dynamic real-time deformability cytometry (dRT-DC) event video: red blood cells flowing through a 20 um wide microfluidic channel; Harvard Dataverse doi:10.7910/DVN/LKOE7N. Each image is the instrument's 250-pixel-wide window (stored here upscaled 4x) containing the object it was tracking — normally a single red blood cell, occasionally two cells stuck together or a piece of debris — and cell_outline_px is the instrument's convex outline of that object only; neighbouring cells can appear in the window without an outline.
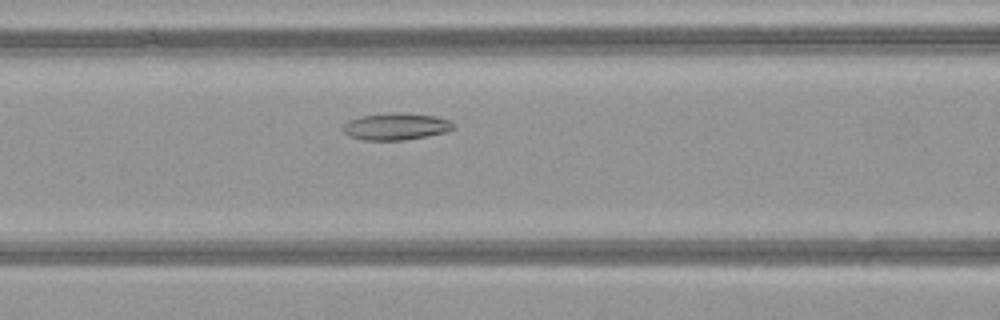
{"species": "common noctule bat (a hibernating species)", "species_latin": "Nyctalus noctula", "temperature_condition": "warm", "stored_images_in_passage": 45, "camera_frame_rate_fps": 3000, "um_per_image_px": 0.085, "animal": {"sex": "female", "body_mass_g": 21.9}, "frame": {"image": 1, "passage_image": 16, "time_ms": 5.0, "image_size_px": [1000, 320], "cell_outline_px": [[456, 128], [448, 132], [404, 140], [364, 140], [348, 136], [344, 132], [344, 124], [348, 120], [364, 116], [436, 116], [448, 120], [456, 124]], "centroid_in_image_um": [33.7, 10.82], "position_along_channel_um": 132.9, "area_um2": 16.24}}
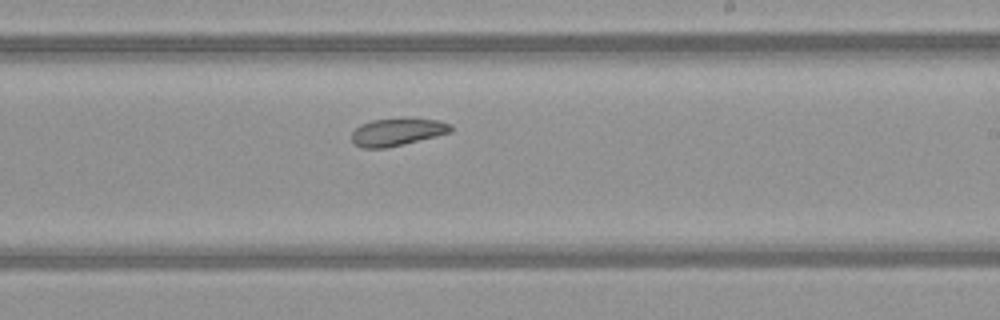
{"frame": {"image": 2, "passage_image": 25, "time_ms": 8.0, "image_size_px": [1000, 320], "cell_outline_px": [[452, 132], [404, 144], [384, 148], [364, 148], [352, 144], [352, 132], [360, 124], [372, 120], [412, 116], [440, 120], [452, 124]], "centroid_in_image_um": [33.8, 11.18], "position_along_channel_um": 255.2, "area_um2": 16.47}}
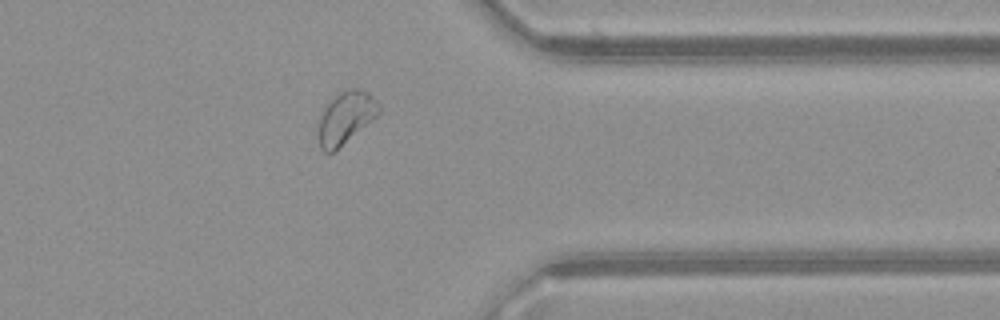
{"frame": {"image": 3, "passage_image": 35, "time_ms": 11.333, "image_size_px": [1000, 320], "cell_outline_px": [[380, 112], [372, 120], [332, 152], [324, 152], [320, 148], [316, 132], [316, 120], [324, 104], [340, 92], [348, 88], [364, 88], [380, 104]], "centroid_in_image_um": [29.31, 9.97], "position_along_channel_um": 382.1, "area_um2": 18.9}, "authors_computed_cell_mechanics": {"area_um2": 19.0162, "velocity_mm_per_s": 4.0833, "shape_relaxation_time_tau1_ms": null, "shape_relaxation_time_tau2_ms": 6.4811, "deformation_change_tau1": null, "deformation_change_tau2": 0.1055}}